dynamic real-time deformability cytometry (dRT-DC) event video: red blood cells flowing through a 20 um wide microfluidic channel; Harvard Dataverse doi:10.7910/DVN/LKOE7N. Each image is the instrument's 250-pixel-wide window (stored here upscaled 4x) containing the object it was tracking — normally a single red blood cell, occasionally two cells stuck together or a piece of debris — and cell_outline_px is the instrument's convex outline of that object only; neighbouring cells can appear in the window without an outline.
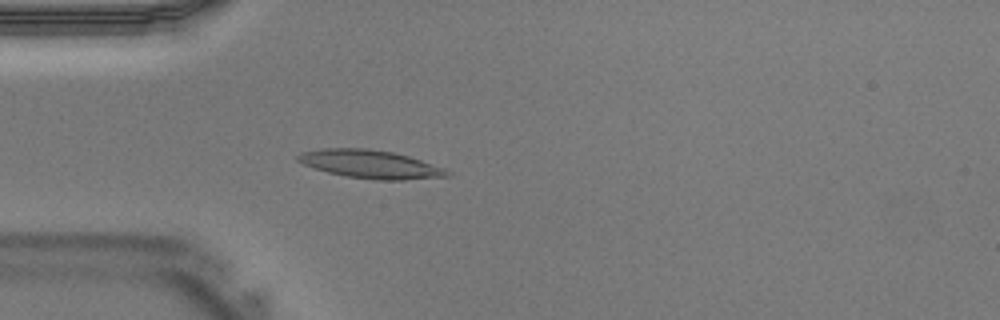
{"species": "Egyptian fruit bat (a non-hibernating species)", "species_latin": "Rousettus aegyptiacus", "temperature_condition": "warm", "stored_images_in_passage": 41, "camera_frame_rate_fps": 3000, "um_per_image_px": 0.085, "animal": {"sex": "male"}, "frame": {"image": 1, "passage_image": 12, "time_ms": 3.667, "image_size_px": [1000, 320], "cell_outline_px": [[452, 176], [404, 180], [376, 180], [344, 176], [312, 168], [296, 160], [296, 156], [300, 152], [320, 148], [364, 148], [392, 152], [408, 156], [444, 168], [452, 172]], "centroid_in_image_um": [31.46, 13.96], "position_along_channel_um": 53.5, "area_um2": 24.74}}